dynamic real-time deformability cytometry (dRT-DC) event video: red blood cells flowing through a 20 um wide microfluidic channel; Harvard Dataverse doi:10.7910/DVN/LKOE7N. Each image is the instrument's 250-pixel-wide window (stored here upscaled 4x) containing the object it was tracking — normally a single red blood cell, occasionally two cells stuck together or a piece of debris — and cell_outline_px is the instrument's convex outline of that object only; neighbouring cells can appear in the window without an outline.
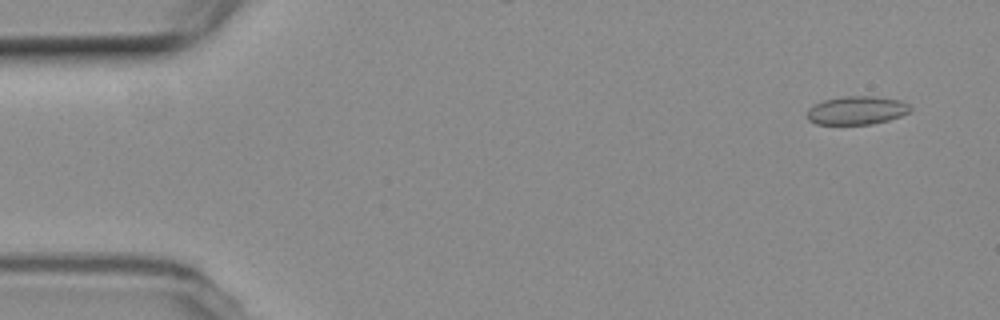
{"species": "common noctule bat (a hibernating species)", "species_latin": "Nyctalus noctula", "temperature_condition": "room temperature", "stored_images_in_passage": 57, "camera_frame_rate_fps": 3000, "um_per_image_px": 0.085, "animal": {"sex": "female", "body_mass_g": 19.3, "forearm_length_mm": 54.1}, "frame": {"image": 1, "passage_image": 4, "time_ms": 1.0, "image_size_px": [1000, 320], "cell_outline_px": [[912, 112], [888, 120], [872, 124], [816, 124], [808, 120], [804, 116], [804, 112], [808, 108], [824, 100], [844, 96], [872, 96], [900, 100], [908, 104], [912, 108]], "centroid_in_image_um": [72.79, 9.39], "position_along_channel_um": 12.2, "area_um2": 17.28}}
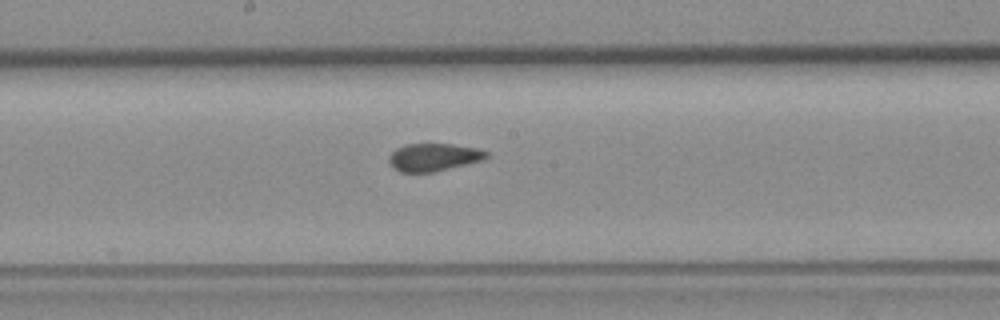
{"frame": {"image": 2, "passage_image": 30, "time_ms": 9.667, "image_size_px": [1000, 320], "cell_outline_px": [[488, 156], [484, 160], [432, 172], [400, 172], [392, 168], [388, 160], [388, 156], [396, 148], [404, 144], [452, 144], [476, 148], [488, 152]], "centroid_in_image_um": [36.82, 13.36], "position_along_channel_um": 211.4, "area_um2": 15.78}}
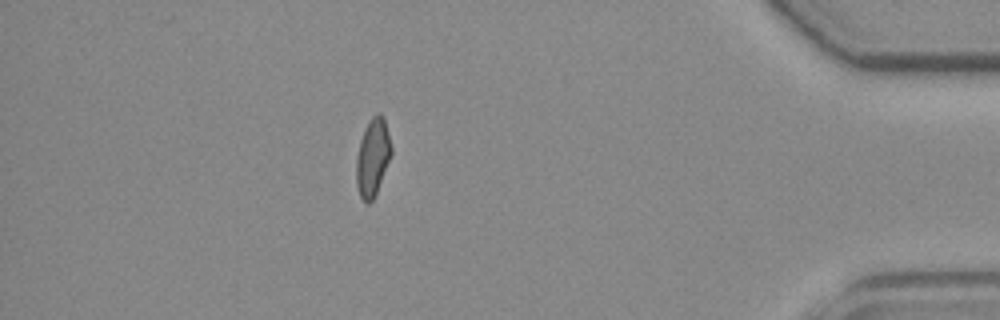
{"frame": {"image": 3, "passage_image": 50, "time_ms": 16.333, "image_size_px": [1000, 320], "cell_outline_px": [[392, 152], [376, 192], [372, 200], [368, 204], [364, 204], [360, 196], [356, 184], [356, 160], [360, 140], [368, 120], [376, 112], [380, 112], [384, 116], [392, 148]], "centroid_in_image_um": [31.67, 13.34], "position_along_channel_um": 403.5, "area_um2": 15.84}, "authors_computed_cell_mechanics": {"area_um2": 16.473, "velocity_mm_per_s": 3.6338, "shape_relaxation_time_tau1_ms": null, "shape_relaxation_time_tau2_ms": 1.2538, "deformation_change_tau1": null, "deformation_change_tau2": 0.0644}}